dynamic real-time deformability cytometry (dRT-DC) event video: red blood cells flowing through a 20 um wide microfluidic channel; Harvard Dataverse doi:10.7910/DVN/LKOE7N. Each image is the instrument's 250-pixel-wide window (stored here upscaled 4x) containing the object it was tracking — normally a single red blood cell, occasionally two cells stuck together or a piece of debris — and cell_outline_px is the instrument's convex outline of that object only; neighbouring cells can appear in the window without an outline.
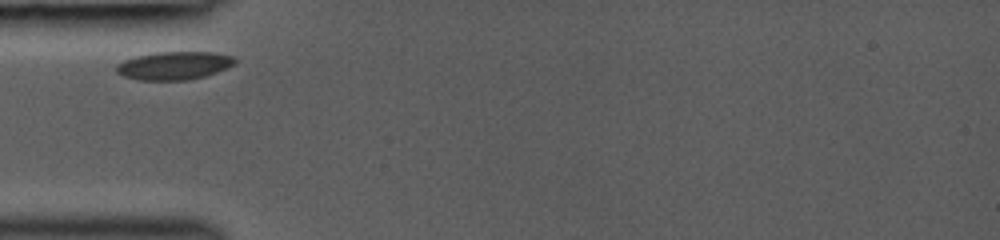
{"species": "common noctule bat (a hibernating species)", "species_latin": "Nyctalus noctula", "temperature_condition": "room temperature", "stored_images_in_passage": 28, "camera_frame_rate_fps": 3000, "um_per_image_px": 0.085, "animal": {"sex": "female", "body_mass_g": 19.0, "forearm_length_mm": 53.3}, "frame": {"image": 1, "passage_image": 1, "time_ms": 0.0, "image_size_px": [1000, 240], "cell_outline_px": [[236, 64], [228, 68], [204, 76], [188, 80], [136, 80], [124, 76], [116, 72], [116, 64], [124, 60], [136, 56], [156, 52], [216, 52], [236, 56]], "centroid_in_image_um": [14.83, 5.57], "position_along_channel_um": 70.2, "area_um2": 19.65}}
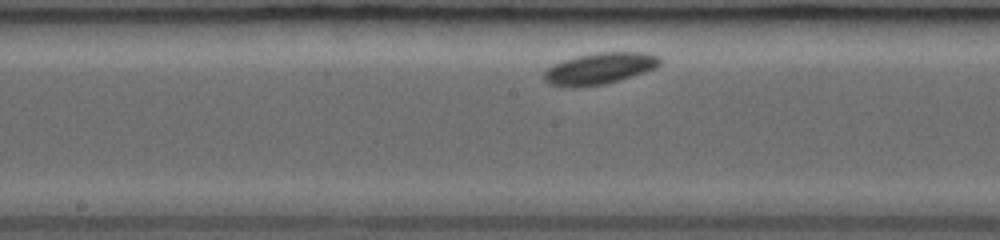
{"frame": {"image": 2, "passage_image": 16, "time_ms": 3.333, "image_size_px": [1000, 240], "cell_outline_px": [[664, 60], [656, 68], [620, 80], [604, 84], [572, 88], [548, 84], [544, 80], [544, 72], [552, 64], [576, 56], [596, 52], [648, 52], [660, 56]], "centroid_in_image_um": [50.99, 5.81], "position_along_channel_um": 197.2, "area_um2": 21.56}}
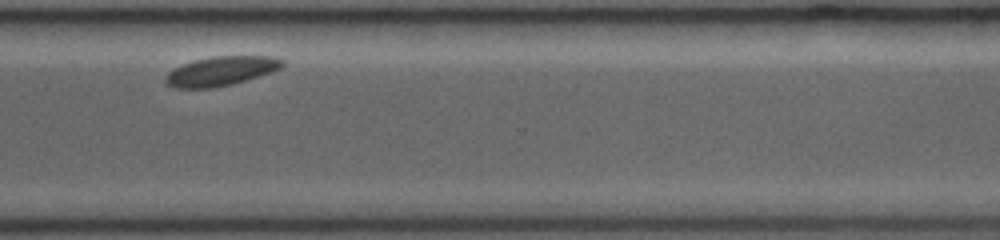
{"frame": {"image": 3, "passage_image": 27, "time_ms": 7.333, "image_size_px": [1000, 240], "cell_outline_px": [[284, 64], [280, 68], [232, 84], [212, 88], [176, 88], [164, 84], [164, 76], [168, 72], [184, 64], [196, 60], [212, 56], [272, 56], [284, 60]], "centroid_in_image_um": [18.73, 6.04], "position_along_channel_um": 351.9, "area_um2": 19.65}}